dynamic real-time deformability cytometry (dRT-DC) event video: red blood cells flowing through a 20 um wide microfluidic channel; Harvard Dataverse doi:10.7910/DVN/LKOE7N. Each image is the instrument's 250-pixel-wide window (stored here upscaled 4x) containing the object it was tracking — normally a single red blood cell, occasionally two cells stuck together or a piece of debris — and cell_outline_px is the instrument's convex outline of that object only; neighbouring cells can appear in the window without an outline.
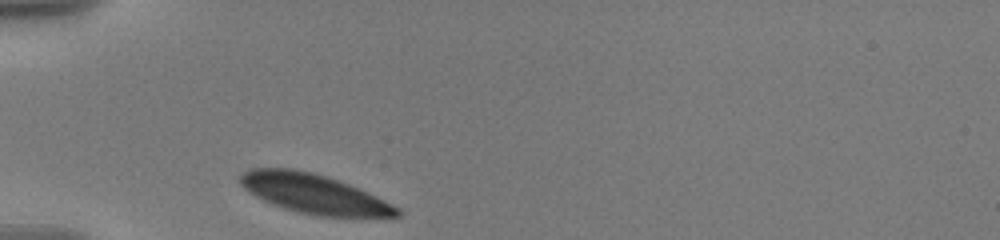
{"species": "human", "species_latin": "Homo sapiens", "temperature_condition": "warm", "stored_images_in_passage": 9, "camera_frame_rate_fps": 3000, "um_per_image_px": 0.085, "donor": {"sex": "male"}, "frame": {"image": 1, "passage_image": 1, "time_ms": 0.0, "image_size_px": [1000, 240], "cell_outline_px": [[400, 216], [316, 216], [296, 212], [272, 204], [256, 196], [244, 188], [240, 184], [240, 176], [244, 172], [252, 168], [296, 168], [312, 172], [360, 188], [400, 208]], "centroid_in_image_um": [26.66, 16.46], "position_along_channel_um": 58.3, "area_um2": 35.66}}
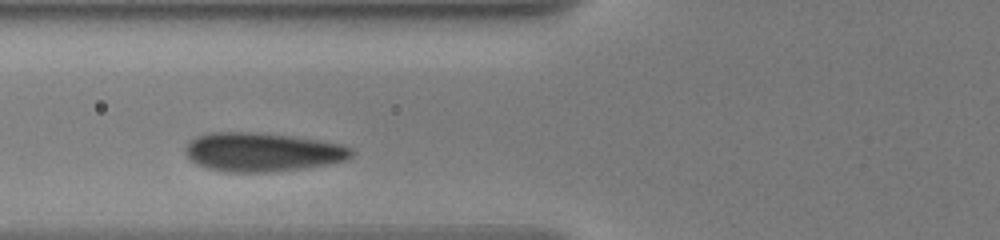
{"frame": {"image": 2, "passage_image": 6, "time_ms": 1.667, "image_size_px": [1000, 240], "cell_outline_px": [[356, 152], [352, 156], [344, 160], [328, 164], [304, 168], [272, 172], [220, 172], [208, 168], [192, 160], [184, 152], [184, 148], [196, 136], [208, 132], [260, 132], [320, 140], [340, 144], [352, 148]], "centroid_in_image_um": [22.31, 12.92], "position_along_channel_um": 103.5, "area_um2": 37.74}}
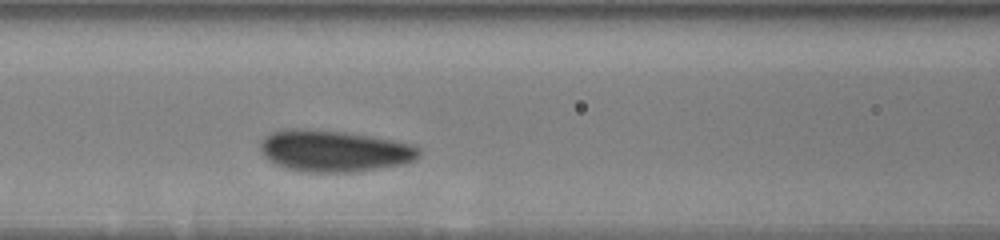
{"frame": {"image": 3, "passage_image": 9, "time_ms": 2.667, "image_size_px": [1000, 240], "cell_outline_px": [[420, 156], [416, 160], [404, 164], [356, 172], [304, 172], [284, 168], [268, 160], [260, 152], [260, 140], [264, 136], [272, 132], [288, 128], [308, 128], [344, 132], [392, 140], [412, 144], [420, 148]], "centroid_in_image_um": [28.37, 12.83], "position_along_channel_um": 138.2, "area_um2": 38.84}}